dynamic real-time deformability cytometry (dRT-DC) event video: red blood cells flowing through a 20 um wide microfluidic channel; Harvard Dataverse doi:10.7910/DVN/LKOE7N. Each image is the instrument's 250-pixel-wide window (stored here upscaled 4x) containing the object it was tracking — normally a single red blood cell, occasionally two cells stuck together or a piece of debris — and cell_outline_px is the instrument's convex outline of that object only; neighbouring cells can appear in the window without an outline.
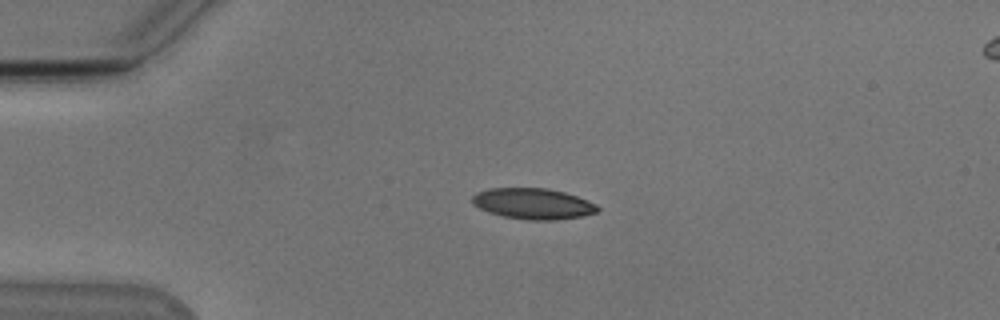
{"species": "Egyptian fruit bat (a non-hibernating species)", "species_latin": "Rousettus aegyptiacus", "temperature_condition": "cold", "stored_images_in_passage": 43, "camera_frame_rate_fps": 3000, "um_per_image_px": 0.085, "animal": {"sex": "male"}, "frame": {"image": 1, "passage_image": 1, "time_ms": 0.0, "image_size_px": [1000, 320], "cell_outline_px": [[600, 208], [596, 212], [584, 216], [556, 220], [528, 220], [504, 216], [488, 212], [472, 204], [472, 196], [476, 192], [488, 188], [548, 188], [564, 192], [576, 196], [596, 204]], "centroid_in_image_um": [45.3, 17.31], "position_along_channel_um": 39.7, "area_um2": 22.6}}
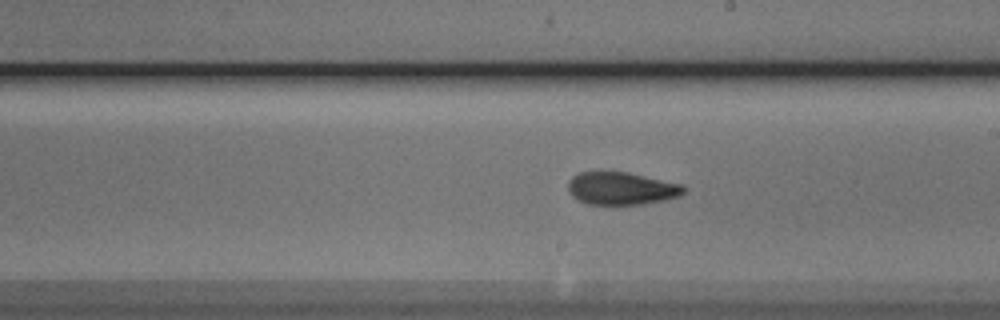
{"frame": {"image": 2, "passage_image": 19, "time_ms": 6.0, "image_size_px": [1000, 320], "cell_outline_px": [[684, 192], [680, 196], [664, 200], [644, 204], [588, 204], [572, 196], [568, 192], [568, 180], [572, 176], [580, 172], [628, 172], [684, 184]], "centroid_in_image_um": [52.83, 16.01], "position_along_channel_um": 236.2, "area_um2": 22.08}}
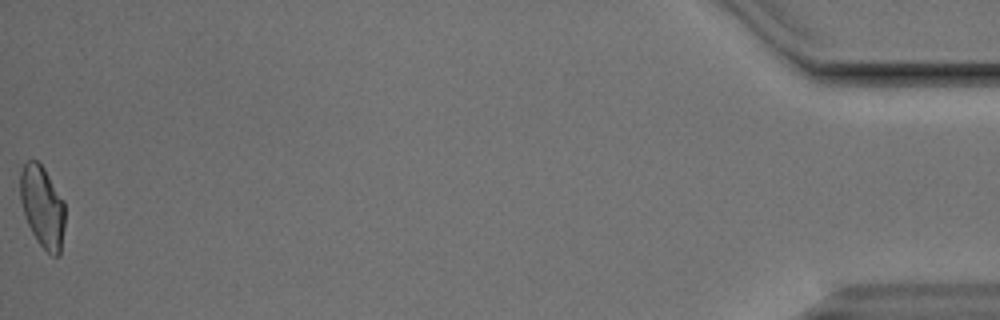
{"frame": {"image": 3, "passage_image": 42, "time_ms": 13.667, "image_size_px": [1000, 320], "cell_outline_px": [[64, 228], [60, 256], [52, 256], [36, 240], [24, 216], [20, 200], [20, 172], [24, 164], [28, 160], [36, 160], [44, 168], [64, 200]], "centroid_in_image_um": [3.6, 17.57], "position_along_channel_um": 431.6, "area_um2": 21.39}}